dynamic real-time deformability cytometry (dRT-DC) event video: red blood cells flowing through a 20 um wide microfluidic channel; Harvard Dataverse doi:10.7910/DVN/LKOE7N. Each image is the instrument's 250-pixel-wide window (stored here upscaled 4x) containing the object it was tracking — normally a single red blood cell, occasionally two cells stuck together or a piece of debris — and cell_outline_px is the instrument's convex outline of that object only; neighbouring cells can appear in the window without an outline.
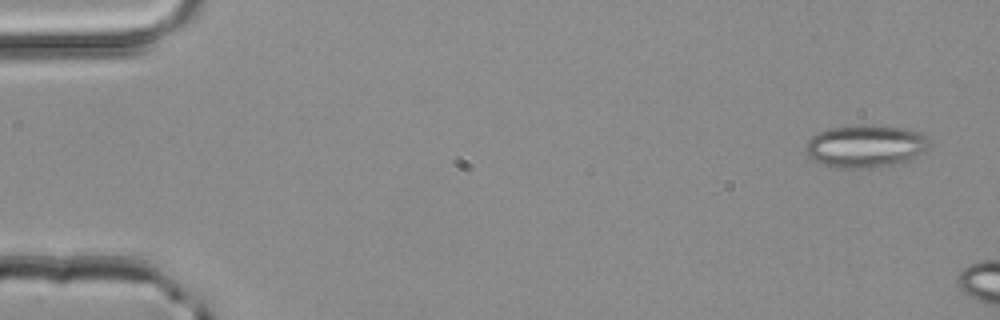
{"species": "common noctule bat (a hibernating species)", "species_latin": "Nyctalus noctula", "temperature_condition": "room temperature", "stored_images_in_passage": 3, "camera_frame_rate_fps": 3000, "um_per_image_px": 0.085, "animal": {"sex": "male", "body_mass_g": 20.4}, "frame": {"image": 1, "passage_image": 3, "time_ms": 0.667, "image_size_px": [1000, 320], "cell_outline_px": [[928, 148], [908, 160], [876, 168], [836, 168], [824, 164], [808, 156], [808, 140], [812, 136], [828, 128], [848, 124], [868, 124], [904, 128], [920, 132], [928, 136]], "centroid_in_image_um": [73.58, 12.4], "position_along_channel_um": 11.4, "area_um2": 30.69}}